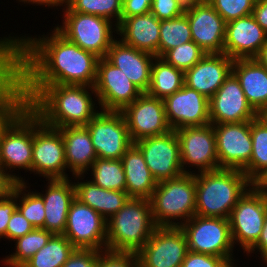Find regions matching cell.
Masks as SVG:
<instances>
[{
	"label": "cell",
	"instance_id": "1",
	"mask_svg": "<svg viewBox=\"0 0 267 267\" xmlns=\"http://www.w3.org/2000/svg\"><path fill=\"white\" fill-rule=\"evenodd\" d=\"M50 37L23 38L25 85L94 87L99 57L69 41L56 28Z\"/></svg>",
	"mask_w": 267,
	"mask_h": 267
},
{
	"label": "cell",
	"instance_id": "2",
	"mask_svg": "<svg viewBox=\"0 0 267 267\" xmlns=\"http://www.w3.org/2000/svg\"><path fill=\"white\" fill-rule=\"evenodd\" d=\"M88 88L95 92L94 87L83 85H25V94L29 108L45 125L86 126L99 113Z\"/></svg>",
	"mask_w": 267,
	"mask_h": 267
},
{
	"label": "cell",
	"instance_id": "3",
	"mask_svg": "<svg viewBox=\"0 0 267 267\" xmlns=\"http://www.w3.org/2000/svg\"><path fill=\"white\" fill-rule=\"evenodd\" d=\"M195 185V215L229 219L251 181L242 170L220 168L196 174Z\"/></svg>",
	"mask_w": 267,
	"mask_h": 267
},
{
	"label": "cell",
	"instance_id": "4",
	"mask_svg": "<svg viewBox=\"0 0 267 267\" xmlns=\"http://www.w3.org/2000/svg\"><path fill=\"white\" fill-rule=\"evenodd\" d=\"M106 250L138 253L157 225L150 199L129 197L124 206L106 221Z\"/></svg>",
	"mask_w": 267,
	"mask_h": 267
},
{
	"label": "cell",
	"instance_id": "5",
	"mask_svg": "<svg viewBox=\"0 0 267 267\" xmlns=\"http://www.w3.org/2000/svg\"><path fill=\"white\" fill-rule=\"evenodd\" d=\"M150 202L157 226H181L195 215V173L158 182ZM177 218L183 219L184 222L172 221Z\"/></svg>",
	"mask_w": 267,
	"mask_h": 267
},
{
	"label": "cell",
	"instance_id": "6",
	"mask_svg": "<svg viewBox=\"0 0 267 267\" xmlns=\"http://www.w3.org/2000/svg\"><path fill=\"white\" fill-rule=\"evenodd\" d=\"M63 26L55 27L69 41L99 58L107 55L115 40L112 35V22L106 18L72 11L68 6L65 11Z\"/></svg>",
	"mask_w": 267,
	"mask_h": 267
},
{
	"label": "cell",
	"instance_id": "7",
	"mask_svg": "<svg viewBox=\"0 0 267 267\" xmlns=\"http://www.w3.org/2000/svg\"><path fill=\"white\" fill-rule=\"evenodd\" d=\"M180 227L186 235L188 250L225 258L234 265L229 219L194 215Z\"/></svg>",
	"mask_w": 267,
	"mask_h": 267
},
{
	"label": "cell",
	"instance_id": "8",
	"mask_svg": "<svg viewBox=\"0 0 267 267\" xmlns=\"http://www.w3.org/2000/svg\"><path fill=\"white\" fill-rule=\"evenodd\" d=\"M29 106L25 94V48L23 39L0 40V107Z\"/></svg>",
	"mask_w": 267,
	"mask_h": 267
},
{
	"label": "cell",
	"instance_id": "9",
	"mask_svg": "<svg viewBox=\"0 0 267 267\" xmlns=\"http://www.w3.org/2000/svg\"><path fill=\"white\" fill-rule=\"evenodd\" d=\"M63 137L33 112L32 171L46 179H67Z\"/></svg>",
	"mask_w": 267,
	"mask_h": 267
},
{
	"label": "cell",
	"instance_id": "10",
	"mask_svg": "<svg viewBox=\"0 0 267 267\" xmlns=\"http://www.w3.org/2000/svg\"><path fill=\"white\" fill-rule=\"evenodd\" d=\"M266 213V197L249 187L229 217L233 245L239 242L244 252H248L260 238Z\"/></svg>",
	"mask_w": 267,
	"mask_h": 267
},
{
	"label": "cell",
	"instance_id": "11",
	"mask_svg": "<svg viewBox=\"0 0 267 267\" xmlns=\"http://www.w3.org/2000/svg\"><path fill=\"white\" fill-rule=\"evenodd\" d=\"M187 252V238L180 226H157L137 253L139 267H181Z\"/></svg>",
	"mask_w": 267,
	"mask_h": 267
},
{
	"label": "cell",
	"instance_id": "12",
	"mask_svg": "<svg viewBox=\"0 0 267 267\" xmlns=\"http://www.w3.org/2000/svg\"><path fill=\"white\" fill-rule=\"evenodd\" d=\"M86 127L98 158L121 159L133 144L121 112L102 110Z\"/></svg>",
	"mask_w": 267,
	"mask_h": 267
},
{
	"label": "cell",
	"instance_id": "13",
	"mask_svg": "<svg viewBox=\"0 0 267 267\" xmlns=\"http://www.w3.org/2000/svg\"><path fill=\"white\" fill-rule=\"evenodd\" d=\"M134 144L140 149L147 167L157 182L184 174L180 142L175 130L141 139Z\"/></svg>",
	"mask_w": 267,
	"mask_h": 267
},
{
	"label": "cell",
	"instance_id": "14",
	"mask_svg": "<svg viewBox=\"0 0 267 267\" xmlns=\"http://www.w3.org/2000/svg\"><path fill=\"white\" fill-rule=\"evenodd\" d=\"M106 221L98 212L75 197L69 207L63 235L75 248L106 250Z\"/></svg>",
	"mask_w": 267,
	"mask_h": 267
},
{
	"label": "cell",
	"instance_id": "15",
	"mask_svg": "<svg viewBox=\"0 0 267 267\" xmlns=\"http://www.w3.org/2000/svg\"><path fill=\"white\" fill-rule=\"evenodd\" d=\"M94 90L101 110L116 112H121L143 93L105 57L99 58Z\"/></svg>",
	"mask_w": 267,
	"mask_h": 267
},
{
	"label": "cell",
	"instance_id": "16",
	"mask_svg": "<svg viewBox=\"0 0 267 267\" xmlns=\"http://www.w3.org/2000/svg\"><path fill=\"white\" fill-rule=\"evenodd\" d=\"M121 113L133 143L144 138L163 135L172 130L166 120L164 101L146 92L125 107Z\"/></svg>",
	"mask_w": 267,
	"mask_h": 267
},
{
	"label": "cell",
	"instance_id": "17",
	"mask_svg": "<svg viewBox=\"0 0 267 267\" xmlns=\"http://www.w3.org/2000/svg\"><path fill=\"white\" fill-rule=\"evenodd\" d=\"M175 132L180 142L184 174H192L184 169L186 164L199 167L200 173L220 169L213 124L183 127Z\"/></svg>",
	"mask_w": 267,
	"mask_h": 267
},
{
	"label": "cell",
	"instance_id": "18",
	"mask_svg": "<svg viewBox=\"0 0 267 267\" xmlns=\"http://www.w3.org/2000/svg\"><path fill=\"white\" fill-rule=\"evenodd\" d=\"M213 126L220 168L243 170L252 156L251 121Z\"/></svg>",
	"mask_w": 267,
	"mask_h": 267
},
{
	"label": "cell",
	"instance_id": "19",
	"mask_svg": "<svg viewBox=\"0 0 267 267\" xmlns=\"http://www.w3.org/2000/svg\"><path fill=\"white\" fill-rule=\"evenodd\" d=\"M33 111L28 107L4 132L0 141V165L9 170L32 171Z\"/></svg>",
	"mask_w": 267,
	"mask_h": 267
},
{
	"label": "cell",
	"instance_id": "20",
	"mask_svg": "<svg viewBox=\"0 0 267 267\" xmlns=\"http://www.w3.org/2000/svg\"><path fill=\"white\" fill-rule=\"evenodd\" d=\"M163 101L166 120L172 130L211 123L209 99L186 85Z\"/></svg>",
	"mask_w": 267,
	"mask_h": 267
},
{
	"label": "cell",
	"instance_id": "21",
	"mask_svg": "<svg viewBox=\"0 0 267 267\" xmlns=\"http://www.w3.org/2000/svg\"><path fill=\"white\" fill-rule=\"evenodd\" d=\"M211 124L252 121L257 113L248 104L239 80L231 73L209 99Z\"/></svg>",
	"mask_w": 267,
	"mask_h": 267
},
{
	"label": "cell",
	"instance_id": "22",
	"mask_svg": "<svg viewBox=\"0 0 267 267\" xmlns=\"http://www.w3.org/2000/svg\"><path fill=\"white\" fill-rule=\"evenodd\" d=\"M192 40L206 53H223L226 22L208 4L192 5L185 8Z\"/></svg>",
	"mask_w": 267,
	"mask_h": 267
},
{
	"label": "cell",
	"instance_id": "23",
	"mask_svg": "<svg viewBox=\"0 0 267 267\" xmlns=\"http://www.w3.org/2000/svg\"><path fill=\"white\" fill-rule=\"evenodd\" d=\"M266 41L267 33L251 14L226 23L223 53L233 60L255 58Z\"/></svg>",
	"mask_w": 267,
	"mask_h": 267
},
{
	"label": "cell",
	"instance_id": "24",
	"mask_svg": "<svg viewBox=\"0 0 267 267\" xmlns=\"http://www.w3.org/2000/svg\"><path fill=\"white\" fill-rule=\"evenodd\" d=\"M233 63L225 53L205 54L184 72V85L210 99L232 73Z\"/></svg>",
	"mask_w": 267,
	"mask_h": 267
},
{
	"label": "cell",
	"instance_id": "25",
	"mask_svg": "<svg viewBox=\"0 0 267 267\" xmlns=\"http://www.w3.org/2000/svg\"><path fill=\"white\" fill-rule=\"evenodd\" d=\"M155 57L151 53L125 44L122 40H114L105 58L122 70L142 92H147L150 85L151 66Z\"/></svg>",
	"mask_w": 267,
	"mask_h": 267
},
{
	"label": "cell",
	"instance_id": "26",
	"mask_svg": "<svg viewBox=\"0 0 267 267\" xmlns=\"http://www.w3.org/2000/svg\"><path fill=\"white\" fill-rule=\"evenodd\" d=\"M160 23L161 21L149 12L121 17L115 31L125 44L159 57Z\"/></svg>",
	"mask_w": 267,
	"mask_h": 267
},
{
	"label": "cell",
	"instance_id": "27",
	"mask_svg": "<svg viewBox=\"0 0 267 267\" xmlns=\"http://www.w3.org/2000/svg\"><path fill=\"white\" fill-rule=\"evenodd\" d=\"M45 195L38 193L44 203V229L52 234H63L69 207L75 198V186L67 179H49Z\"/></svg>",
	"mask_w": 267,
	"mask_h": 267
},
{
	"label": "cell",
	"instance_id": "28",
	"mask_svg": "<svg viewBox=\"0 0 267 267\" xmlns=\"http://www.w3.org/2000/svg\"><path fill=\"white\" fill-rule=\"evenodd\" d=\"M63 137L65 161L74 177L80 178L98 158L86 126L58 128Z\"/></svg>",
	"mask_w": 267,
	"mask_h": 267
},
{
	"label": "cell",
	"instance_id": "29",
	"mask_svg": "<svg viewBox=\"0 0 267 267\" xmlns=\"http://www.w3.org/2000/svg\"><path fill=\"white\" fill-rule=\"evenodd\" d=\"M232 73L239 80L248 104L258 114L267 104V68L255 58L234 59Z\"/></svg>",
	"mask_w": 267,
	"mask_h": 267
},
{
	"label": "cell",
	"instance_id": "30",
	"mask_svg": "<svg viewBox=\"0 0 267 267\" xmlns=\"http://www.w3.org/2000/svg\"><path fill=\"white\" fill-rule=\"evenodd\" d=\"M129 197L150 199L157 181L147 167L140 149L133 143L121 158Z\"/></svg>",
	"mask_w": 267,
	"mask_h": 267
},
{
	"label": "cell",
	"instance_id": "31",
	"mask_svg": "<svg viewBox=\"0 0 267 267\" xmlns=\"http://www.w3.org/2000/svg\"><path fill=\"white\" fill-rule=\"evenodd\" d=\"M74 186L75 197L106 220L117 213L129 199L126 191L104 189L92 181L74 183Z\"/></svg>",
	"mask_w": 267,
	"mask_h": 267
},
{
	"label": "cell",
	"instance_id": "32",
	"mask_svg": "<svg viewBox=\"0 0 267 267\" xmlns=\"http://www.w3.org/2000/svg\"><path fill=\"white\" fill-rule=\"evenodd\" d=\"M184 86V71L155 57L152 62L150 85L146 93L164 100Z\"/></svg>",
	"mask_w": 267,
	"mask_h": 267
},
{
	"label": "cell",
	"instance_id": "33",
	"mask_svg": "<svg viewBox=\"0 0 267 267\" xmlns=\"http://www.w3.org/2000/svg\"><path fill=\"white\" fill-rule=\"evenodd\" d=\"M76 248L63 234H53L24 267H62Z\"/></svg>",
	"mask_w": 267,
	"mask_h": 267
},
{
	"label": "cell",
	"instance_id": "34",
	"mask_svg": "<svg viewBox=\"0 0 267 267\" xmlns=\"http://www.w3.org/2000/svg\"><path fill=\"white\" fill-rule=\"evenodd\" d=\"M93 183L109 190L125 191L126 178L121 159L97 158L91 166Z\"/></svg>",
	"mask_w": 267,
	"mask_h": 267
},
{
	"label": "cell",
	"instance_id": "35",
	"mask_svg": "<svg viewBox=\"0 0 267 267\" xmlns=\"http://www.w3.org/2000/svg\"><path fill=\"white\" fill-rule=\"evenodd\" d=\"M251 137L252 156L242 170L250 181L267 167V124L258 117L251 121Z\"/></svg>",
	"mask_w": 267,
	"mask_h": 267
},
{
	"label": "cell",
	"instance_id": "36",
	"mask_svg": "<svg viewBox=\"0 0 267 267\" xmlns=\"http://www.w3.org/2000/svg\"><path fill=\"white\" fill-rule=\"evenodd\" d=\"M192 41L189 21L185 14L169 20H161L159 57L166 51Z\"/></svg>",
	"mask_w": 267,
	"mask_h": 267
},
{
	"label": "cell",
	"instance_id": "37",
	"mask_svg": "<svg viewBox=\"0 0 267 267\" xmlns=\"http://www.w3.org/2000/svg\"><path fill=\"white\" fill-rule=\"evenodd\" d=\"M53 234L43 228H34L31 232L16 241V252L9 255L4 260V264L9 266L23 265L44 245L47 244Z\"/></svg>",
	"mask_w": 267,
	"mask_h": 267
},
{
	"label": "cell",
	"instance_id": "38",
	"mask_svg": "<svg viewBox=\"0 0 267 267\" xmlns=\"http://www.w3.org/2000/svg\"><path fill=\"white\" fill-rule=\"evenodd\" d=\"M122 2L123 0H66L65 5L72 11L96 15L109 21L115 17L117 27L121 21Z\"/></svg>",
	"mask_w": 267,
	"mask_h": 267
},
{
	"label": "cell",
	"instance_id": "39",
	"mask_svg": "<svg viewBox=\"0 0 267 267\" xmlns=\"http://www.w3.org/2000/svg\"><path fill=\"white\" fill-rule=\"evenodd\" d=\"M205 54L206 53L192 40L166 51L160 58L166 63L185 72L199 62Z\"/></svg>",
	"mask_w": 267,
	"mask_h": 267
},
{
	"label": "cell",
	"instance_id": "40",
	"mask_svg": "<svg viewBox=\"0 0 267 267\" xmlns=\"http://www.w3.org/2000/svg\"><path fill=\"white\" fill-rule=\"evenodd\" d=\"M26 182H20V194H23L19 199L20 204H17V209L21 214L34 226V228L44 229L45 220V208L42 197L38 192H25L22 193L26 188ZM25 193V194H24Z\"/></svg>",
	"mask_w": 267,
	"mask_h": 267
},
{
	"label": "cell",
	"instance_id": "41",
	"mask_svg": "<svg viewBox=\"0 0 267 267\" xmlns=\"http://www.w3.org/2000/svg\"><path fill=\"white\" fill-rule=\"evenodd\" d=\"M256 0H211L210 4L225 22L251 15Z\"/></svg>",
	"mask_w": 267,
	"mask_h": 267
},
{
	"label": "cell",
	"instance_id": "42",
	"mask_svg": "<svg viewBox=\"0 0 267 267\" xmlns=\"http://www.w3.org/2000/svg\"><path fill=\"white\" fill-rule=\"evenodd\" d=\"M96 267H139V259L136 253L101 250Z\"/></svg>",
	"mask_w": 267,
	"mask_h": 267
},
{
	"label": "cell",
	"instance_id": "43",
	"mask_svg": "<svg viewBox=\"0 0 267 267\" xmlns=\"http://www.w3.org/2000/svg\"><path fill=\"white\" fill-rule=\"evenodd\" d=\"M160 21L177 18L185 13V6L180 0H152L150 11Z\"/></svg>",
	"mask_w": 267,
	"mask_h": 267
},
{
	"label": "cell",
	"instance_id": "44",
	"mask_svg": "<svg viewBox=\"0 0 267 267\" xmlns=\"http://www.w3.org/2000/svg\"><path fill=\"white\" fill-rule=\"evenodd\" d=\"M225 259L218 256L196 253L188 250L181 267H231Z\"/></svg>",
	"mask_w": 267,
	"mask_h": 267
},
{
	"label": "cell",
	"instance_id": "45",
	"mask_svg": "<svg viewBox=\"0 0 267 267\" xmlns=\"http://www.w3.org/2000/svg\"><path fill=\"white\" fill-rule=\"evenodd\" d=\"M20 194V182H18L13 192L6 198L0 199V238H6V231L8 222L17 208V199Z\"/></svg>",
	"mask_w": 267,
	"mask_h": 267
},
{
	"label": "cell",
	"instance_id": "46",
	"mask_svg": "<svg viewBox=\"0 0 267 267\" xmlns=\"http://www.w3.org/2000/svg\"><path fill=\"white\" fill-rule=\"evenodd\" d=\"M101 251L76 248L62 267H96Z\"/></svg>",
	"mask_w": 267,
	"mask_h": 267
},
{
	"label": "cell",
	"instance_id": "47",
	"mask_svg": "<svg viewBox=\"0 0 267 267\" xmlns=\"http://www.w3.org/2000/svg\"><path fill=\"white\" fill-rule=\"evenodd\" d=\"M34 226L16 208L13 212L6 231V238L16 240L31 232Z\"/></svg>",
	"mask_w": 267,
	"mask_h": 267
},
{
	"label": "cell",
	"instance_id": "48",
	"mask_svg": "<svg viewBox=\"0 0 267 267\" xmlns=\"http://www.w3.org/2000/svg\"><path fill=\"white\" fill-rule=\"evenodd\" d=\"M152 0H123L121 17L147 14L151 11Z\"/></svg>",
	"mask_w": 267,
	"mask_h": 267
},
{
	"label": "cell",
	"instance_id": "49",
	"mask_svg": "<svg viewBox=\"0 0 267 267\" xmlns=\"http://www.w3.org/2000/svg\"><path fill=\"white\" fill-rule=\"evenodd\" d=\"M29 106L0 107V141L4 132Z\"/></svg>",
	"mask_w": 267,
	"mask_h": 267
},
{
	"label": "cell",
	"instance_id": "50",
	"mask_svg": "<svg viewBox=\"0 0 267 267\" xmlns=\"http://www.w3.org/2000/svg\"><path fill=\"white\" fill-rule=\"evenodd\" d=\"M18 182L24 183V180L11 175V173H6L5 169L0 165V199L9 196Z\"/></svg>",
	"mask_w": 267,
	"mask_h": 267
},
{
	"label": "cell",
	"instance_id": "51",
	"mask_svg": "<svg viewBox=\"0 0 267 267\" xmlns=\"http://www.w3.org/2000/svg\"><path fill=\"white\" fill-rule=\"evenodd\" d=\"M252 15L254 16L256 22L267 33V1L256 0Z\"/></svg>",
	"mask_w": 267,
	"mask_h": 267
},
{
	"label": "cell",
	"instance_id": "52",
	"mask_svg": "<svg viewBox=\"0 0 267 267\" xmlns=\"http://www.w3.org/2000/svg\"><path fill=\"white\" fill-rule=\"evenodd\" d=\"M255 249L259 250L260 254L262 255L261 258L264 260V262L267 263V213L260 238L257 241V243L247 253H251L255 251Z\"/></svg>",
	"mask_w": 267,
	"mask_h": 267
},
{
	"label": "cell",
	"instance_id": "53",
	"mask_svg": "<svg viewBox=\"0 0 267 267\" xmlns=\"http://www.w3.org/2000/svg\"><path fill=\"white\" fill-rule=\"evenodd\" d=\"M251 186L256 192L267 194V167L251 181Z\"/></svg>",
	"mask_w": 267,
	"mask_h": 267
},
{
	"label": "cell",
	"instance_id": "54",
	"mask_svg": "<svg viewBox=\"0 0 267 267\" xmlns=\"http://www.w3.org/2000/svg\"><path fill=\"white\" fill-rule=\"evenodd\" d=\"M19 1H22V2H27V3H35V4H38V5H45V6H62L64 3H66V0H19Z\"/></svg>",
	"mask_w": 267,
	"mask_h": 267
},
{
	"label": "cell",
	"instance_id": "55",
	"mask_svg": "<svg viewBox=\"0 0 267 267\" xmlns=\"http://www.w3.org/2000/svg\"><path fill=\"white\" fill-rule=\"evenodd\" d=\"M255 59L265 68H267V41L264 46L260 50L259 54L255 57Z\"/></svg>",
	"mask_w": 267,
	"mask_h": 267
},
{
	"label": "cell",
	"instance_id": "56",
	"mask_svg": "<svg viewBox=\"0 0 267 267\" xmlns=\"http://www.w3.org/2000/svg\"><path fill=\"white\" fill-rule=\"evenodd\" d=\"M211 0H180V2L186 7L192 5L208 4Z\"/></svg>",
	"mask_w": 267,
	"mask_h": 267
},
{
	"label": "cell",
	"instance_id": "57",
	"mask_svg": "<svg viewBox=\"0 0 267 267\" xmlns=\"http://www.w3.org/2000/svg\"><path fill=\"white\" fill-rule=\"evenodd\" d=\"M257 117L267 124V104L259 111Z\"/></svg>",
	"mask_w": 267,
	"mask_h": 267
},
{
	"label": "cell",
	"instance_id": "58",
	"mask_svg": "<svg viewBox=\"0 0 267 267\" xmlns=\"http://www.w3.org/2000/svg\"><path fill=\"white\" fill-rule=\"evenodd\" d=\"M9 267H24L23 265L9 266Z\"/></svg>",
	"mask_w": 267,
	"mask_h": 267
}]
</instances>
